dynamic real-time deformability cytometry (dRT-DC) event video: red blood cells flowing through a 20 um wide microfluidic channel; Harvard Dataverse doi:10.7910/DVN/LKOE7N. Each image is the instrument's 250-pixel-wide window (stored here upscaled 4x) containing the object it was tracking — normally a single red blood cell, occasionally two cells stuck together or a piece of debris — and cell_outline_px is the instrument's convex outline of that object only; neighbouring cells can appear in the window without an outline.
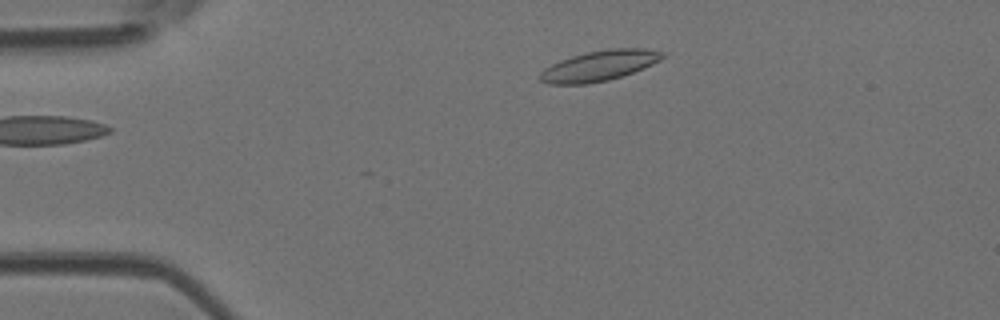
{"species": "Egyptian fruit bat (a non-hibernating species)", "species_latin": "Rousettus aegyptiacus", "temperature_condition": "room temperature", "stored_images_in_passage": 3, "camera_frame_rate_fps": 3000, "um_per_image_px": 0.085, "animal": {"sex": "female"}, "frame": {"image": 1, "passage_image": 3, "time_ms": 0.667, "image_size_px": [1000, 320], "cell_outline_px": [[664, 56], [660, 60], [644, 68], [608, 80], [588, 84], [548, 84], [540, 80], [540, 72], [544, 68], [560, 60], [572, 56], [588, 52], [612, 48], [644, 48], [664, 52]], "centroid_in_image_um": [50.93, 5.59], "position_along_channel_um": 34.1, "area_um2": 21.5}}